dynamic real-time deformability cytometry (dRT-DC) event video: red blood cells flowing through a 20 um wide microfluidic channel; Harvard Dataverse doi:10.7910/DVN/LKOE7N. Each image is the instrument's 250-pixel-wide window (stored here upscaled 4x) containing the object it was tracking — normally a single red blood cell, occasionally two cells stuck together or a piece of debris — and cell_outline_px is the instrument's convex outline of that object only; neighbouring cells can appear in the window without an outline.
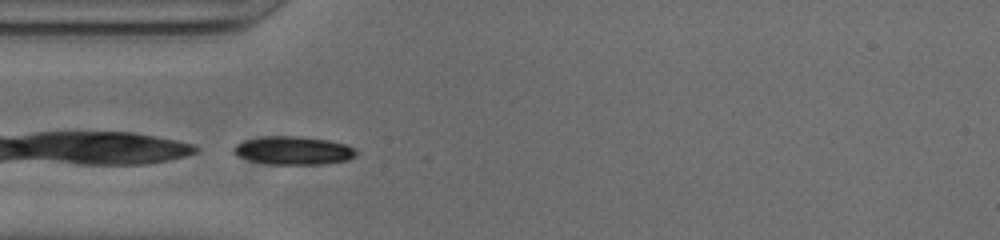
{"species": "common noctule bat (a hibernating species)", "species_latin": "Nyctalus noctula", "temperature_condition": "cold", "stored_images_in_passage": 33, "camera_frame_rate_fps": 3000, "um_per_image_px": 0.085, "animal": {"sex": "male", "body_mass_g": 20.0, "forearm_length_mm": 53.3}, "frame": {"image": 1, "passage_image": 1, "time_ms": 0.0, "image_size_px": [1000, 240], "cell_outline_px": [[356, 156], [348, 160], [320, 164], [272, 164], [252, 160], [236, 156], [232, 152], [232, 148], [236, 144], [244, 140], [268, 136], [296, 136], [328, 140], [344, 144], [356, 148]], "centroid_in_image_um": [24.93, 12.79], "position_along_channel_um": 60.1, "area_um2": 20.06}}
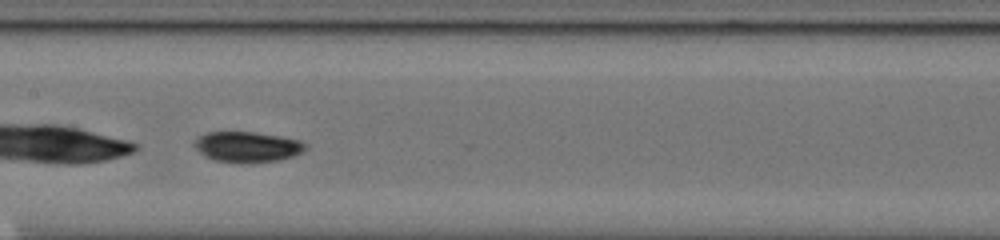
{"frame": {"image": 2, "passage_image": 11, "time_ms": 3.333, "image_size_px": [1000, 240], "cell_outline_px": [[308, 148], [304, 152], [280, 160], [216, 160], [204, 156], [196, 148], [196, 140], [200, 136], [208, 132], [252, 132], [280, 136], [300, 140], [308, 144]], "centroid_in_image_um": [21.1, 12.44], "position_along_channel_um": 186.3, "area_um2": 18.9}}
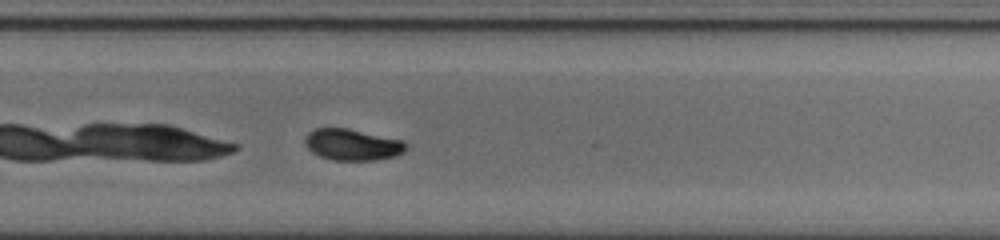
{"frame": {"image": 3, "passage_image": 20, "time_ms": 6.333, "image_size_px": [1000, 240], "cell_outline_px": [[408, 148], [404, 152], [396, 156], [376, 160], [332, 160], [320, 156], [312, 152], [304, 144], [304, 136], [308, 132], [316, 128], [348, 128], [404, 140], [408, 144]], "centroid_in_image_um": [29.97, 12.29], "position_along_channel_um": 299.8, "area_um2": 18.79}, "authors_computed_cell_mechanics": {"area_um2": 19.3052, "velocity_mm_per_s": 3.7939, "shape_relaxation_time_tau1_ms": 2.4865, "shape_relaxation_time_tau2_ms": 2.6607, "deformation_change_tau1": 0.1024, "deformation_change_tau2": 0.0405}}